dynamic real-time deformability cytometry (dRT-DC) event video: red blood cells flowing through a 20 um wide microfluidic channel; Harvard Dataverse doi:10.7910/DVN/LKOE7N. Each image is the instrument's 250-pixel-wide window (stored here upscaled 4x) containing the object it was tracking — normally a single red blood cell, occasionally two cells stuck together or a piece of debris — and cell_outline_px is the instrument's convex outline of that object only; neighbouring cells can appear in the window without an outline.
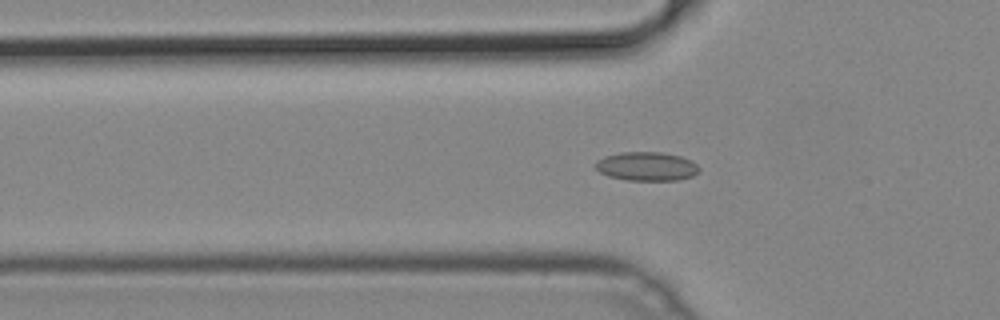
{"species": "common noctule bat (a hibernating species)", "species_latin": "Nyctalus noctula", "temperature_condition": "cold", "stored_images_in_passage": 45, "camera_frame_rate_fps": 3000, "um_per_image_px": 0.085, "animal": {"sex": "male", "body_mass_g": 19.2, "forearm_length_mm": 51.8}, "frame": {"image": 1, "passage_image": 10, "time_ms": 3.0, "image_size_px": [1000, 320], "cell_outline_px": [[700, 172], [692, 176], [676, 180], [628, 180], [608, 176], [600, 172], [596, 168], [596, 160], [604, 156], [620, 152], [660, 152], [680, 156], [692, 160], [700, 168]], "centroid_in_image_um": [54.98, 14.13], "position_along_channel_um": 70.8, "area_um2": 17.46}}
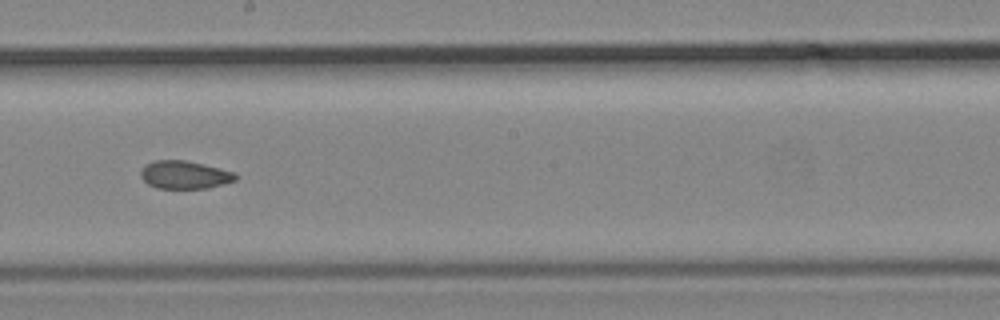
{"frame": {"image": 2, "passage_image": 22, "time_ms": 7.0, "image_size_px": [1000, 320], "cell_outline_px": [[236, 180], [224, 184], [208, 188], [156, 188], [148, 184], [140, 176], [140, 172], [144, 164], [156, 160], [184, 160], [236, 172]], "centroid_in_image_um": [15.67, 14.86], "position_along_channel_um": 232.5, "area_um2": 15.43}}
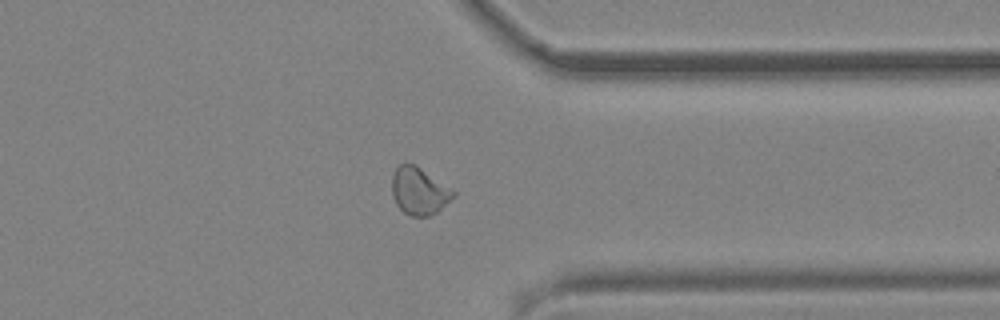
{"frame": {"image": 3, "passage_image": 33, "time_ms": 10.667, "image_size_px": [1000, 320], "cell_outline_px": [[456, 196], [436, 212], [428, 216], [408, 216], [396, 204], [392, 196], [392, 176], [396, 168], [400, 164], [416, 164], [456, 192]], "centroid_in_image_um": [35.62, 16.24], "position_along_channel_um": 375.8, "area_um2": 16.88}}